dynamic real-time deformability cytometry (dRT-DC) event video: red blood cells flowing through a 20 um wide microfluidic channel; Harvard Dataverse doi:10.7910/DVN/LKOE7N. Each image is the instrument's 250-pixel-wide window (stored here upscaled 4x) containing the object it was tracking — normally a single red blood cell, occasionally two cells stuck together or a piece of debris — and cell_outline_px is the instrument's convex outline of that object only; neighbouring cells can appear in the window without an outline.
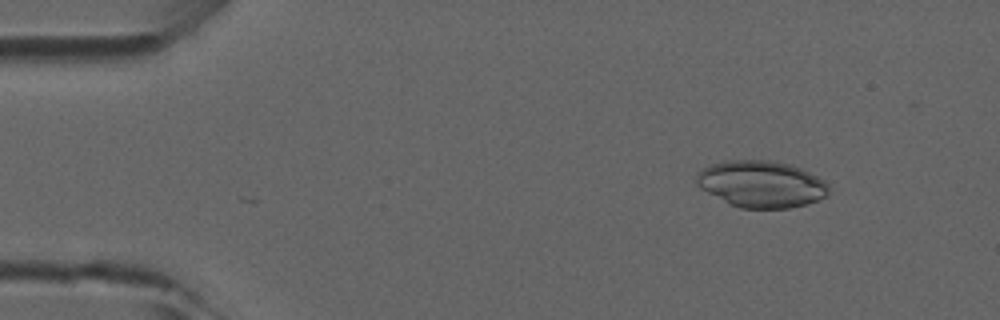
{"species": "common noctule bat (a hibernating species)", "species_latin": "Nyctalus noctula", "temperature_condition": "room temperature", "stored_images_in_passage": 36, "camera_frame_rate_fps": 3000, "um_per_image_px": 0.085, "animal": {"sex": "male", "forearm_length_mm": 52.5}, "frame": {"image": 1, "passage_image": 1, "time_ms": 0.0, "image_size_px": [1000, 320], "cell_outline_px": [[832, 188], [824, 196], [808, 204], [788, 208], [740, 208], [700, 188], [696, 184], [696, 176], [704, 168], [712, 164], [724, 160], [768, 160], [788, 164], [800, 168], [824, 180]], "centroid_in_image_um": [64.73, 15.64], "position_along_channel_um": 20.3, "area_um2": 35.66}}
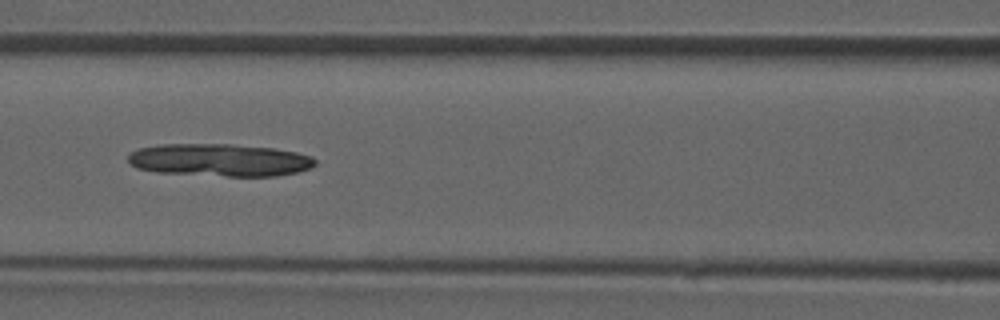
{"frame": {"image": 2, "passage_image": 16, "time_ms": 5.0, "image_size_px": [1000, 320], "cell_outline_px": [[316, 164], [312, 168], [300, 172], [276, 176], [228, 176], [156, 172], [136, 168], [128, 164], [128, 156], [132, 152], [140, 148], [160, 144], [232, 144], [276, 148], [296, 152], [312, 156], [316, 160]], "centroid_in_image_um": [18.71, 13.6], "position_along_channel_um": 147.9, "area_um2": 35.84}}